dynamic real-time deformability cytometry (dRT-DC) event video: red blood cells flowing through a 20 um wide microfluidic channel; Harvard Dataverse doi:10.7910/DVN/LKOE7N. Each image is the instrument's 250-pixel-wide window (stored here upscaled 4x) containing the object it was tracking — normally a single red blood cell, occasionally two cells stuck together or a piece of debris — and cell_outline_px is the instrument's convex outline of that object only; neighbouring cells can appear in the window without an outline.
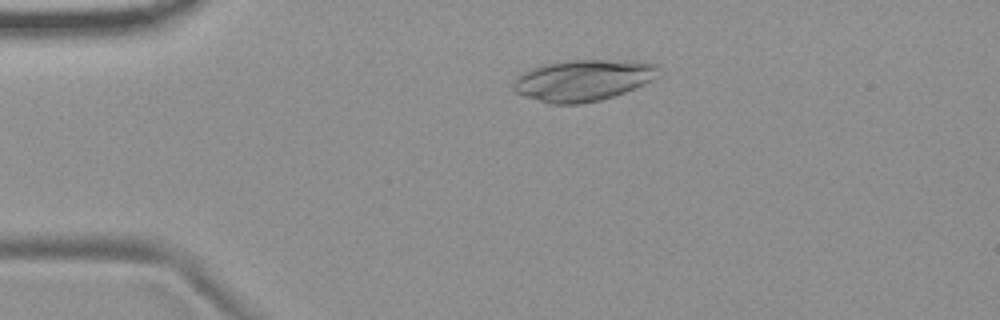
{"species": "common noctule bat (a hibernating species)", "species_latin": "Nyctalus noctula", "temperature_condition": "room temperature", "stored_images_in_passage": 53, "camera_frame_rate_fps": 3000, "um_per_image_px": 0.085, "animal": {"sex": "female", "body_mass_g": 19.9}, "frame": {"image": 1, "passage_image": 11, "time_ms": 3.333, "image_size_px": [1000, 320], "cell_outline_px": [[656, 68], [652, 80], [644, 84], [624, 92], [600, 100], [580, 104], [552, 104], [524, 96], [516, 92], [512, 88], [512, 84], [516, 76], [532, 68], [544, 64], [564, 60], [632, 60], [656, 64]], "centroid_in_image_um": [49.49, 6.82], "position_along_channel_um": 35.5, "area_um2": 34.74}}
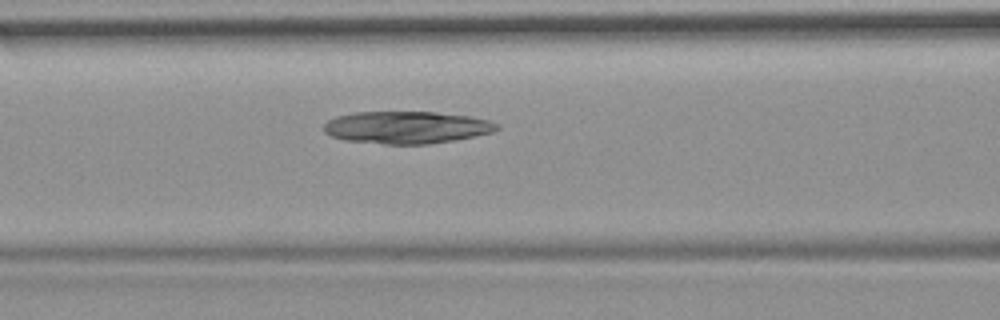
{"frame": {"image": 2, "passage_image": 22, "time_ms": 7.0, "image_size_px": [1000, 320], "cell_outline_px": [[500, 128], [492, 132], [456, 140], [428, 144], [384, 144], [344, 140], [332, 136], [324, 132], [324, 124], [328, 120], [336, 116], [356, 112], [436, 112], [468, 116], [488, 120], [500, 124]], "centroid_in_image_um": [34.56, 10.83], "position_along_channel_um": 132.0, "area_um2": 32.6}}
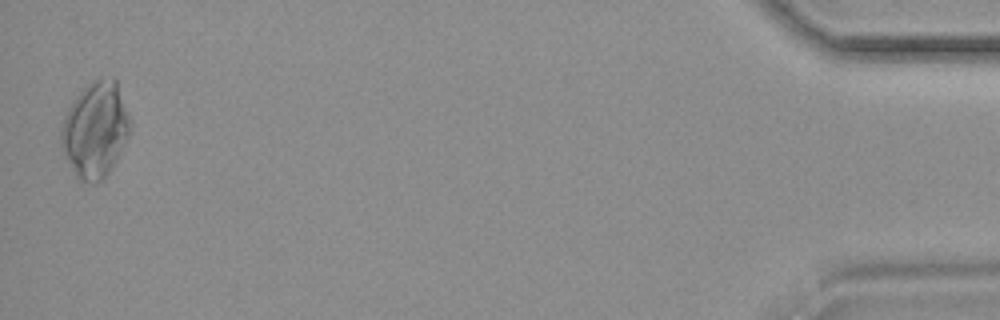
{"frame": {"image": 3, "passage_image": 53, "time_ms": 17.333, "image_size_px": [1000, 320], "cell_outline_px": [[132, 124], [128, 136], [112, 168], [104, 180], [96, 184], [92, 184], [80, 180], [76, 176], [60, 144], [60, 128], [64, 116], [68, 108], [76, 96], [92, 80], [112, 76], [116, 80], [132, 120]], "centroid_in_image_um": [8.12, 11.03], "position_along_channel_um": 427.1, "area_um2": 38.73}}